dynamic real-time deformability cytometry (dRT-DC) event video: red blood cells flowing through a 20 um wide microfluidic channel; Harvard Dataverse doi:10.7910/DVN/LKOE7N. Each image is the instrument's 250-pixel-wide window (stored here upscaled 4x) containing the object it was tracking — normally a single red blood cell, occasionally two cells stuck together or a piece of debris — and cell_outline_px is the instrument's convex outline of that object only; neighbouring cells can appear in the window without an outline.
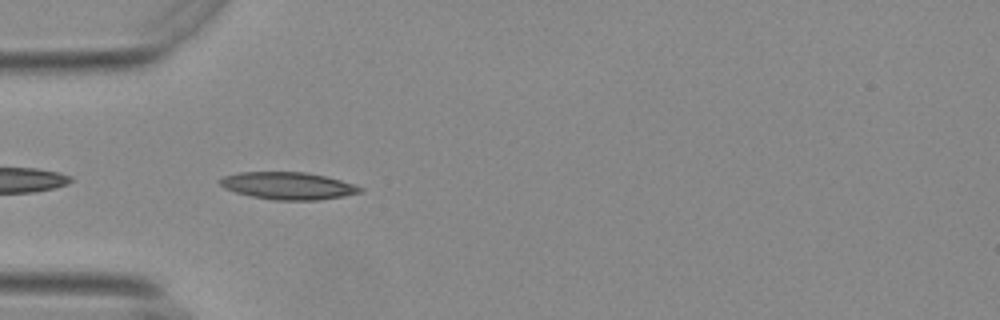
{"species": "Egyptian fruit bat (a non-hibernating species)", "species_latin": "Rousettus aegyptiacus", "temperature_condition": "warm", "stored_images_in_passage": 10, "camera_frame_rate_fps": 3000, "um_per_image_px": 0.085, "animal": {"sex": "female"}, "frame": {"image": 1, "passage_image": 2, "time_ms": 0.333, "image_size_px": [1000, 320], "cell_outline_px": [[364, 192], [344, 196], [320, 200], [272, 200], [252, 196], [236, 192], [224, 188], [220, 184], [220, 180], [224, 176], [240, 172], [304, 172], [324, 176], [356, 184], [364, 188]], "centroid_in_image_um": [24.54, 15.8], "position_along_channel_um": 60.5, "area_um2": 22.31}}